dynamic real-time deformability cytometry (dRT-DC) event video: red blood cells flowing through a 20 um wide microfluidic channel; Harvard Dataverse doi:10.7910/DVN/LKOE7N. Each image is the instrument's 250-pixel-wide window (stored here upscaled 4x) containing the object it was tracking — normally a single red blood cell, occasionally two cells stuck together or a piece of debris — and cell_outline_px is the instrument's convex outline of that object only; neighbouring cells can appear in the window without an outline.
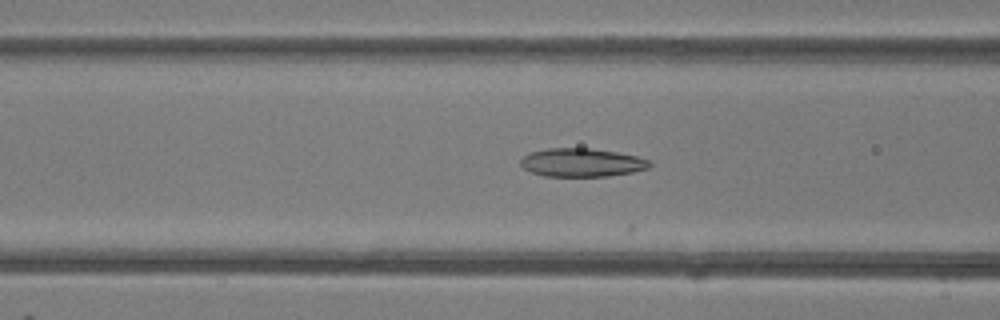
{"species": "common noctule bat (a hibernating species)", "species_latin": "Nyctalus noctula", "temperature_condition": "room temperature", "stored_images_in_passage": 17, "camera_frame_rate_fps": 3000, "um_per_image_px": 0.085, "animal": {"sex": "female"}, "frame": {"image": 1, "passage_image": 6, "time_ms": 1.667, "image_size_px": [1000, 320], "cell_outline_px": [[652, 164], [648, 168], [632, 172], [608, 176], [544, 176], [532, 172], [524, 168], [520, 164], [520, 160], [524, 156], [532, 152], [548, 148], [592, 148], [616, 152], [636, 156], [648, 160]], "centroid_in_image_um": [49.45, 13.81], "position_along_channel_um": 117.2, "area_um2": 21.21}}
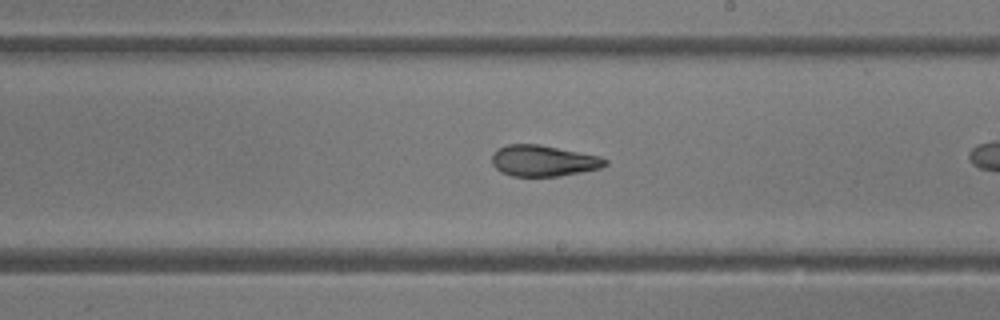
{"frame": {"image": 2, "passage_image": 15, "time_ms": 4.667, "image_size_px": [1000, 320], "cell_outline_px": [[608, 164], [600, 168], [560, 176], [512, 176], [500, 172], [492, 164], [492, 156], [500, 148], [508, 144], [540, 144], [600, 156], [608, 160]], "centroid_in_image_um": [46.2, 13.67], "position_along_channel_um": 242.8, "area_um2": 20.46}}